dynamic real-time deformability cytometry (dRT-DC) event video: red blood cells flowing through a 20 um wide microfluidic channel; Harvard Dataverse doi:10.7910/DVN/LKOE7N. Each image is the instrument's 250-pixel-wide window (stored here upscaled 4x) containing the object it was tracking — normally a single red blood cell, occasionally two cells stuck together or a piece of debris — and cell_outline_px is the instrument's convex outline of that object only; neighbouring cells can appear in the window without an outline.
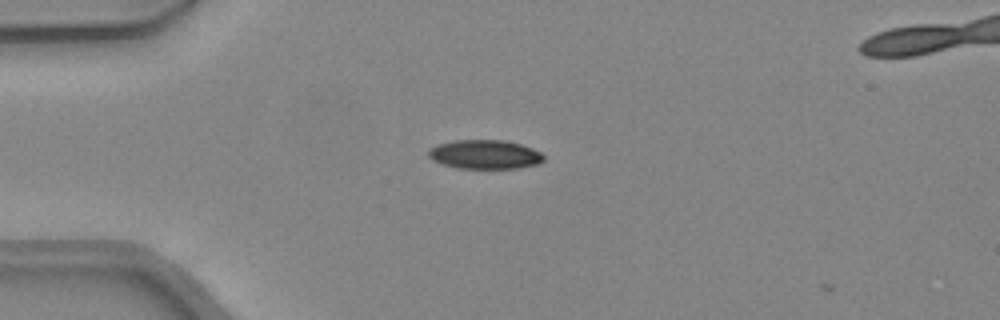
{"species": "common noctule bat (a hibernating species)", "species_latin": "Nyctalus noctula", "temperature_condition": "warm", "stored_images_in_passage": 2, "camera_frame_rate_fps": 3000, "um_per_image_px": 0.085, "animal": {"sex": "female", "body_mass_g": 24.6, "forearm_length_mm": 56.2}, "frame": {"image": 1, "passage_image": 1, "time_ms": 0.0, "image_size_px": [1000, 320], "cell_outline_px": [[544, 160], [540, 164], [520, 168], [456, 168], [440, 164], [432, 160], [428, 156], [428, 148], [436, 144], [452, 140], [504, 140], [520, 144], [532, 148], [540, 152], [544, 156]], "centroid_in_image_um": [41.18, 13.13], "position_along_channel_um": 43.8, "area_um2": 19.83}}